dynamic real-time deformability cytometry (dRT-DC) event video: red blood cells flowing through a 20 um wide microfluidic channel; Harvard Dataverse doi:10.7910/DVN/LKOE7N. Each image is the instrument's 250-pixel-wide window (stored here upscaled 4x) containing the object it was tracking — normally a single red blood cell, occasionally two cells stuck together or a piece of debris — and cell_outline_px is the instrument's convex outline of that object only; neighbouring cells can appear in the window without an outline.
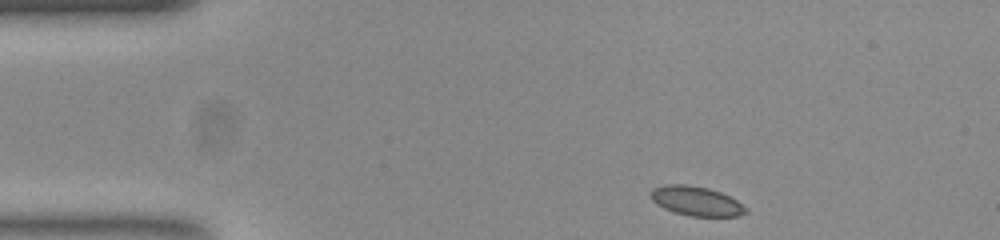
{"species": "common noctule bat (a hibernating species)", "species_latin": "Nyctalus noctula", "temperature_condition": "room temperature", "stored_images_in_passage": 45, "camera_frame_rate_fps": 3000, "um_per_image_px": 0.085, "animal": {"sex": "female", "body_mass_g": 23.0, "forearm_length_mm": 53.4}, "frame": {"image": 1, "passage_image": 1, "time_ms": 0.0, "image_size_px": [1000, 240], "cell_outline_px": [[744, 212], [736, 216], [692, 216], [676, 212], [664, 208], [652, 200], [652, 188], [668, 184], [684, 184], [708, 188], [720, 192], [736, 200], [744, 208]], "centroid_in_image_um": [59.14, 17.07], "position_along_channel_um": 25.9, "area_um2": 15.72}}
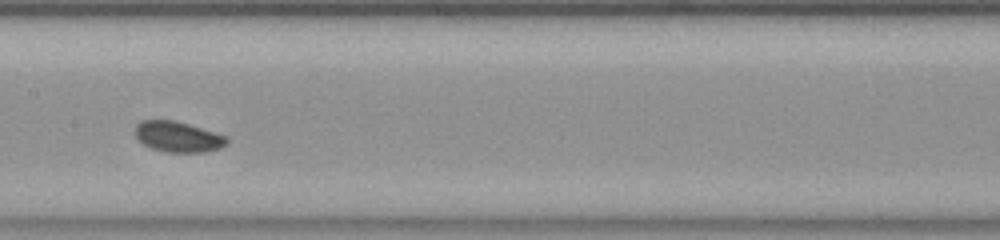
{"frame": {"image": 2, "passage_image": 19, "time_ms": 6.0, "image_size_px": [1000, 240], "cell_outline_px": [[228, 140], [220, 148], [204, 152], [168, 152], [152, 148], [144, 144], [136, 136], [136, 124], [144, 120], [172, 120], [188, 124], [224, 136]], "centroid_in_image_um": [15.09, 11.63], "position_along_channel_um": 192.3, "area_um2": 15.84}}
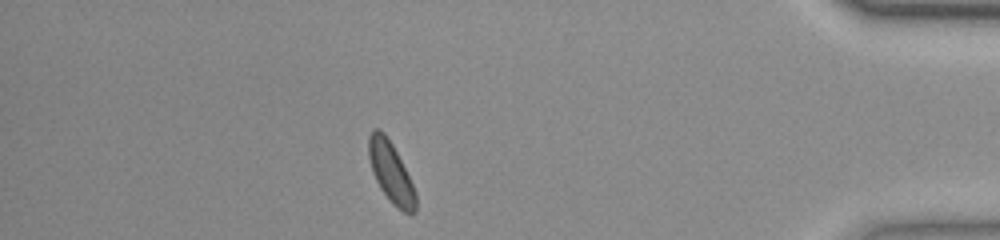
{"frame": {"image": 3, "passage_image": 39, "time_ms": 12.667, "image_size_px": [1000, 240], "cell_outline_px": [[416, 212], [412, 216], [404, 212], [392, 204], [380, 188], [376, 180], [368, 156], [368, 136], [372, 128], [380, 128], [384, 132], [392, 144], [416, 192]], "centroid_in_image_um": [33.22, 14.65], "position_along_channel_um": 402.0, "area_um2": 16.53}, "authors_computed_cell_mechanics": {"area_um2": 16.0684, "velocity_mm_per_s": 3.842, "shape_relaxation_time_tau1_ms": 1.0994, "shape_relaxation_time_tau2_ms": null, "deformation_change_tau1": 0.0352, "deformation_change_tau2": null}}